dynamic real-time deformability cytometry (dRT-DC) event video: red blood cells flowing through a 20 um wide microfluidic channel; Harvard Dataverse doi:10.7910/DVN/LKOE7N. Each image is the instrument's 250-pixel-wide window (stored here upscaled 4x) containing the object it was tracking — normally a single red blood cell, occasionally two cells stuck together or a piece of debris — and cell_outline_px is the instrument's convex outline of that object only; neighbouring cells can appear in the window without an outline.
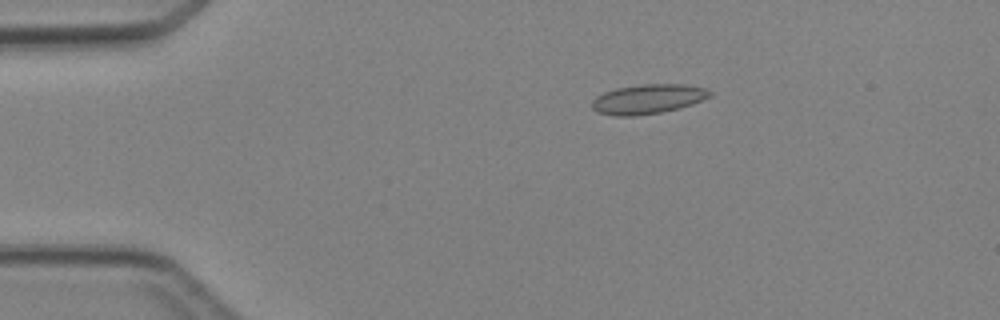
{"species": "Egyptian fruit bat (a non-hibernating species)", "species_latin": "Rousettus aegyptiacus", "temperature_condition": "cold", "stored_images_in_passage": 5, "camera_frame_rate_fps": 3000, "um_per_image_px": 0.085, "animal": {"sex": "female"}, "frame": {"image": 1, "passage_image": 3, "time_ms": 2.333, "image_size_px": [1000, 320], "cell_outline_px": [[712, 96], [692, 104], [660, 112], [636, 116], [612, 116], [600, 112], [592, 108], [592, 100], [596, 96], [604, 92], [616, 88], [640, 84], [684, 84], [704, 88], [712, 92]], "centroid_in_image_um": [55.06, 8.41], "position_along_channel_um": 29.9, "area_um2": 20.23}}
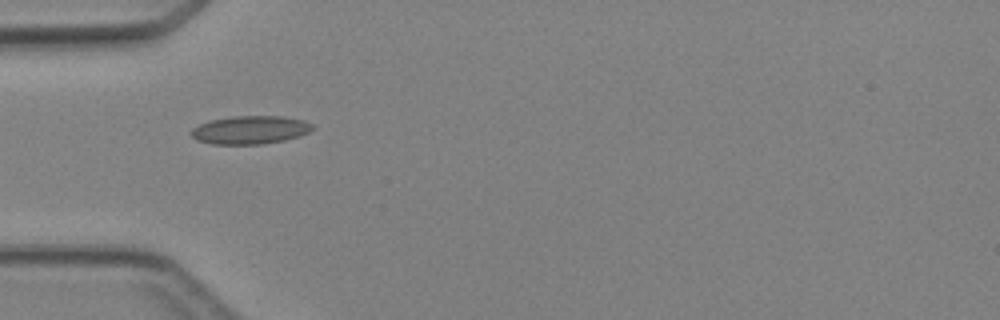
{"frame": {"image": 2, "passage_image": 5, "time_ms": 4.333, "image_size_px": [1000, 320], "cell_outline_px": [[316, 128], [300, 136], [284, 140], [260, 144], [212, 144], [196, 140], [192, 136], [192, 128], [208, 120], [232, 116], [284, 116], [304, 120], [312, 124]], "centroid_in_image_um": [21.28, 11.03], "position_along_channel_um": 63.7, "area_um2": 20.06}}